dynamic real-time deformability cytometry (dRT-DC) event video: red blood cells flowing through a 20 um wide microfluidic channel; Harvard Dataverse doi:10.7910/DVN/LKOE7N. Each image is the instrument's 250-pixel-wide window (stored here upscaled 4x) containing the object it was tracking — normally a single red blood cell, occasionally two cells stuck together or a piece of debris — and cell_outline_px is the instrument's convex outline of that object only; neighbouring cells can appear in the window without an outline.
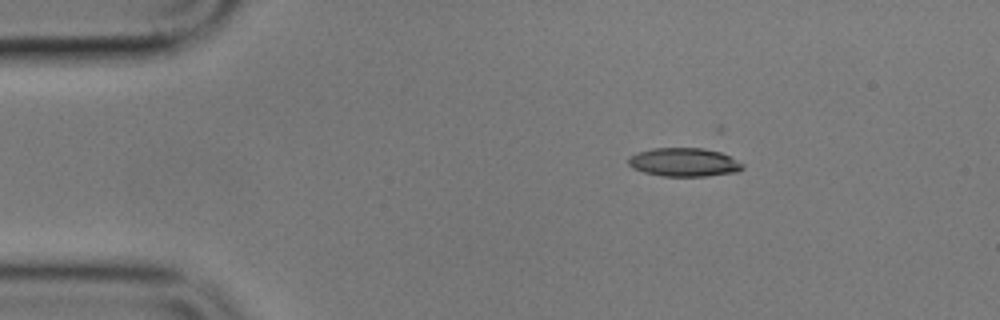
{"species": "common noctule bat (a hibernating species)", "species_latin": "Nyctalus noctula", "temperature_condition": "cold", "stored_images_in_passage": 7, "camera_frame_rate_fps": 3000, "um_per_image_px": 0.085, "animal": {"sex": "male", "body_mass_g": 17.9}, "frame": {"image": 1, "passage_image": 1, "time_ms": 0.0, "image_size_px": [1000, 320], "cell_outline_px": [[744, 168], [736, 172], [708, 176], [660, 176], [644, 172], [632, 168], [628, 164], [628, 156], [636, 152], [652, 148], [704, 148], [720, 152], [744, 164]], "centroid_in_image_um": [58.1, 13.79], "position_along_channel_um": 26.9, "area_um2": 19.13}}
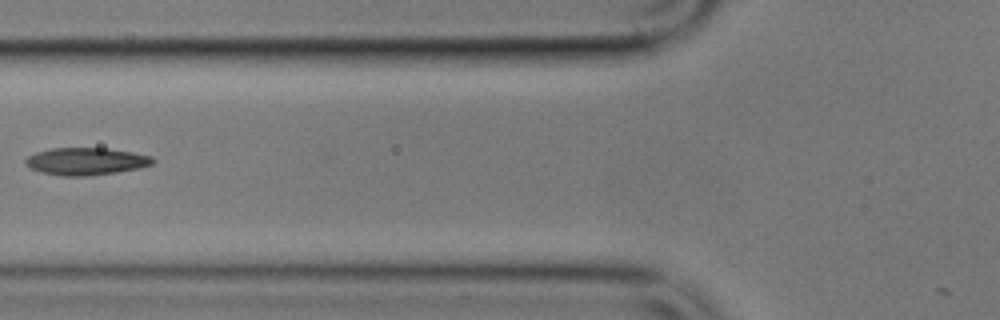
{"frame": {"image": 2, "passage_image": 4, "time_ms": 4.333, "image_size_px": [1000, 320], "cell_outline_px": [[156, 160], [152, 164], [140, 168], [116, 172], [88, 176], [64, 176], [44, 172], [32, 168], [24, 164], [24, 160], [28, 156], [36, 152], [52, 148], [108, 148], [132, 152], [152, 156]], "centroid_in_image_um": [7.34, 13.7], "position_along_channel_um": 118.5, "area_um2": 20.23}}
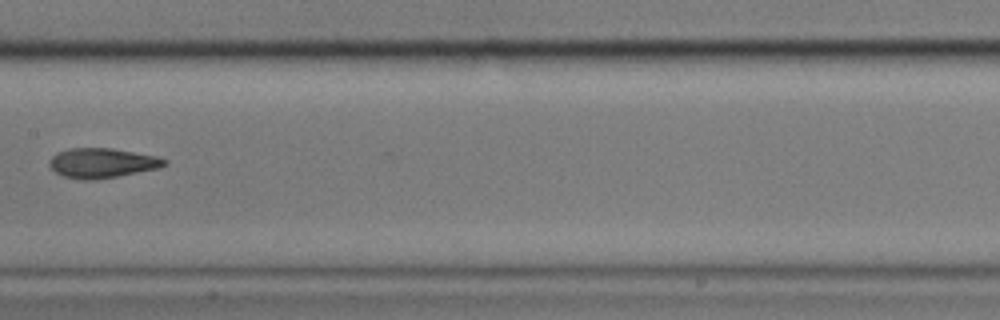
{"frame": {"image": 3, "passage_image": 6, "time_ms": 6.667, "image_size_px": [1000, 320], "cell_outline_px": [[168, 164], [160, 168], [116, 176], [92, 180], [80, 180], [64, 176], [56, 172], [48, 164], [48, 160], [56, 152], [68, 148], [112, 148], [156, 156], [168, 160]], "centroid_in_image_um": [8.66, 13.85], "position_along_channel_um": 198.7, "area_um2": 20.0}}